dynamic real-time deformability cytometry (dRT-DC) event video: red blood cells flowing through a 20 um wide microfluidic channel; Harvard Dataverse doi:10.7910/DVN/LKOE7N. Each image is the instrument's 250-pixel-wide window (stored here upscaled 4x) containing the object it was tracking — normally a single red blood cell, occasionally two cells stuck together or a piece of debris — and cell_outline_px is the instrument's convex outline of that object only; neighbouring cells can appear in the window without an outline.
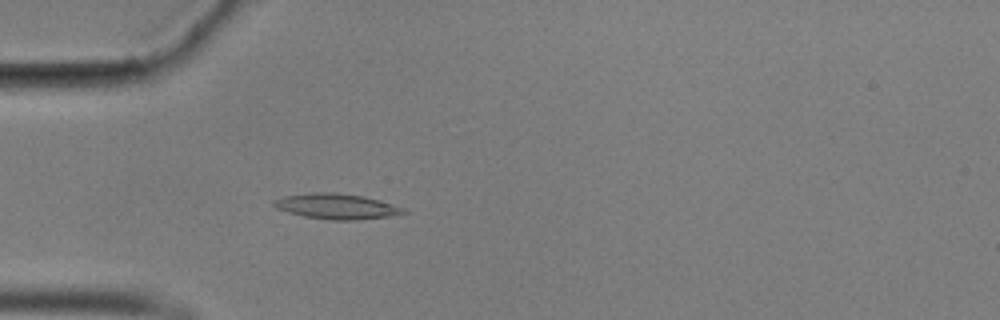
{"species": "common noctule bat (a hibernating species)", "species_latin": "Nyctalus noctula", "temperature_condition": "cold", "stored_images_in_passage": 47, "camera_frame_rate_fps": 3000, "um_per_image_px": 0.085, "animal": {"sex": "male", "body_mass_g": 17.9}, "frame": {"image": 1, "passage_image": 7, "time_ms": 2.0, "image_size_px": [1000, 320], "cell_outline_px": [[408, 212], [388, 216], [352, 220], [332, 220], [304, 216], [288, 212], [276, 208], [272, 204], [272, 200], [280, 196], [316, 192], [332, 192], [364, 196], [380, 200], [404, 208]], "centroid_in_image_um": [28.55, 17.52], "position_along_channel_um": 56.4, "area_um2": 19.13}}
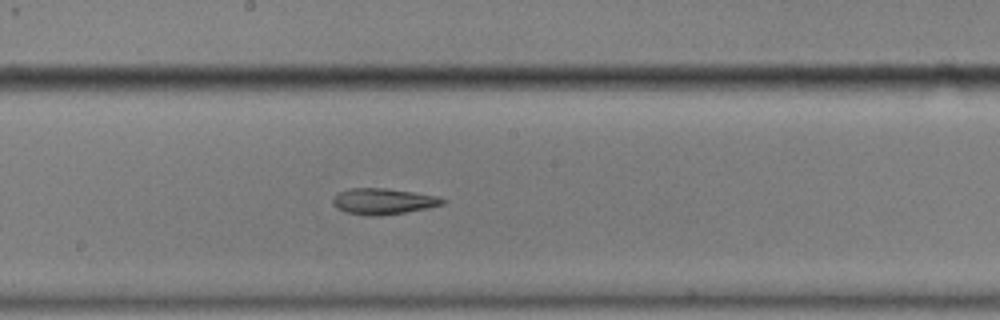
{"frame": {"image": 2, "passage_image": 21, "time_ms": 6.667, "image_size_px": [1000, 320], "cell_outline_px": [[448, 200], [444, 204], [428, 208], [380, 216], [364, 216], [344, 212], [336, 208], [332, 204], [332, 196], [336, 192], [348, 188], [384, 188], [416, 192], [440, 196]], "centroid_in_image_um": [32.54, 17.11], "position_along_channel_um": 215.7, "area_um2": 17.17}}
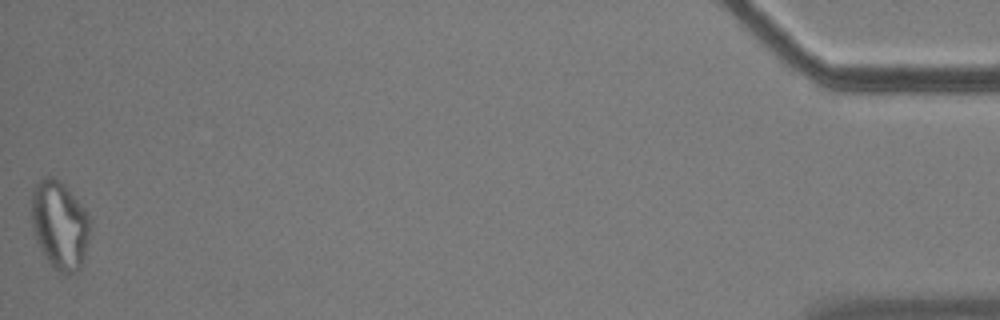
{"frame": {"image": 3, "passage_image": 47, "time_ms": 15.333, "image_size_px": [1000, 320], "cell_outline_px": [[88, 240], [80, 268], [72, 276], [64, 276], [44, 256], [36, 240], [32, 228], [32, 188], [40, 180], [48, 176], [52, 176], [60, 180], [68, 188], [88, 212]], "centroid_in_image_um": [5.06, 19.12], "position_along_channel_um": 430.1, "area_um2": 30.06}, "authors_computed_cell_mechanics": {"area_um2": 18.207, "velocity_mm_per_s": 3.5301, "shape_relaxation_time_tau1_ms": null, "shape_relaxation_time_tau2_ms": 6.3661, "deformation_change_tau1": null, "deformation_change_tau2": 0.1592}}